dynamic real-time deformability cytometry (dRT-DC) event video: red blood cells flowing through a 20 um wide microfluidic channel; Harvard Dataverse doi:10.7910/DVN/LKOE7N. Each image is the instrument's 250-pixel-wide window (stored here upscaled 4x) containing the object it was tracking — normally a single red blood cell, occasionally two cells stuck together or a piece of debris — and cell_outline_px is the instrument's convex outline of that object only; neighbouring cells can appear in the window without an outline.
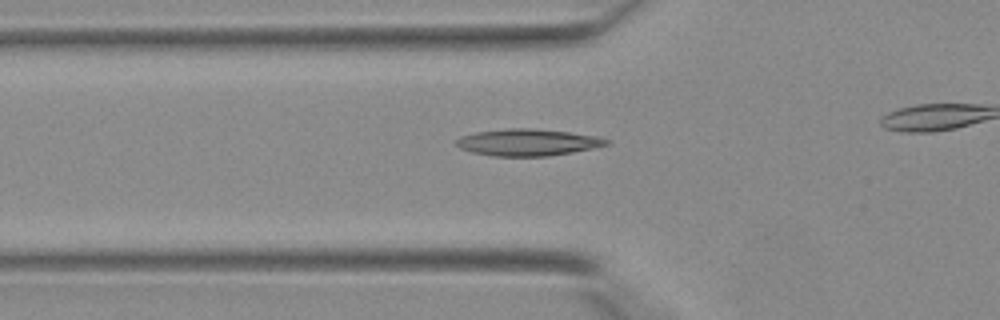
{"species": "Egyptian fruit bat (a non-hibernating species)", "species_latin": "Rousettus aegyptiacus", "temperature_condition": "warm", "stored_images_in_passage": 21, "camera_frame_rate_fps": 3000, "um_per_image_px": 0.085, "animal": {"sex": "female"}, "frame": {"image": 1, "passage_image": 2, "time_ms": 0.333, "image_size_px": [1000, 320], "cell_outline_px": [[608, 144], [572, 152], [548, 156], [492, 156], [472, 152], [460, 148], [456, 144], [456, 140], [460, 136], [476, 132], [508, 128], [528, 128], [568, 132], [600, 136], [608, 140]], "centroid_in_image_um": [44.82, 12.1], "position_along_channel_um": 81.0, "area_um2": 23.24}}
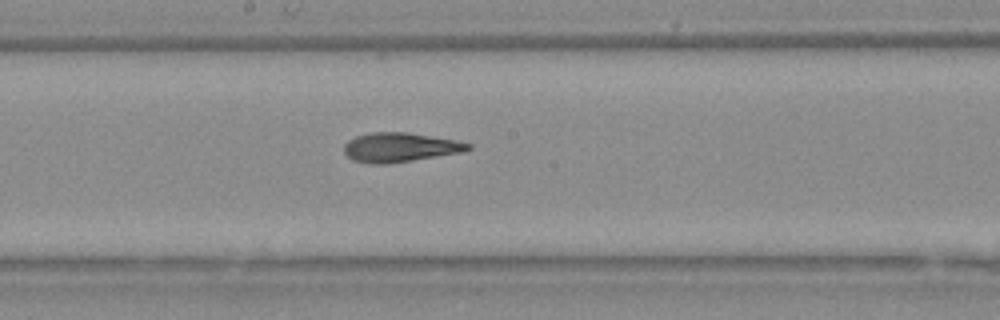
{"frame": {"image": 2, "passage_image": 10, "time_ms": 3.0, "image_size_px": [1000, 320], "cell_outline_px": [[472, 148], [464, 152], [388, 164], [368, 164], [352, 160], [344, 152], [344, 144], [348, 140], [356, 136], [372, 132], [408, 132], [456, 140], [472, 144]], "centroid_in_image_um": [34.0, 12.53], "position_along_channel_um": 214.2, "area_um2": 21.39}}
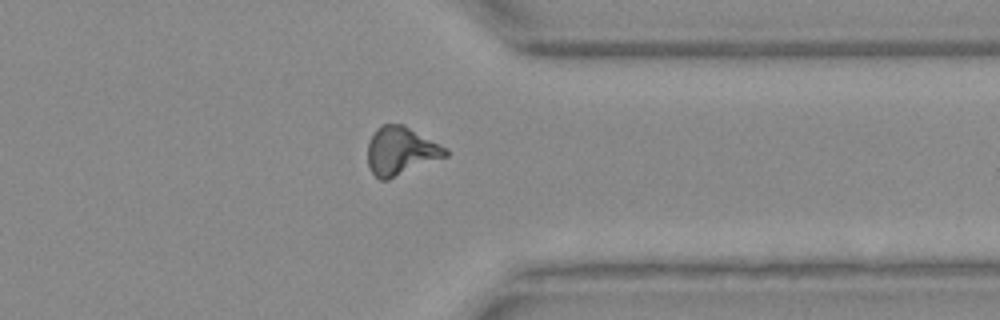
{"frame": {"image": 3, "passage_image": 20, "time_ms": 6.333, "image_size_px": [1000, 320], "cell_outline_px": [[448, 156], [388, 180], [380, 180], [372, 172], [368, 164], [368, 144], [376, 128], [380, 124], [404, 124], [448, 148]], "centroid_in_image_um": [34.09, 12.82], "position_along_channel_um": 377.3, "area_um2": 22.02}}